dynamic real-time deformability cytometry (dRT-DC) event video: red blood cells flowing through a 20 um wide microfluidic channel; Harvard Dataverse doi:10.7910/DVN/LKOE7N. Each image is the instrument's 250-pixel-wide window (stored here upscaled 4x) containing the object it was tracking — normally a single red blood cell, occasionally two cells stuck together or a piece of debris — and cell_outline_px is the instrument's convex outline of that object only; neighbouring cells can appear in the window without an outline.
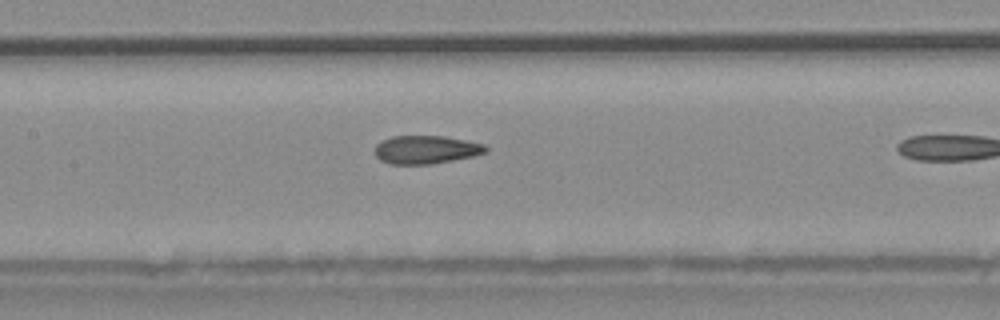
{"species": "common noctule bat (a hibernating species)", "species_latin": "Nyctalus noctula", "temperature_condition": "warm", "stored_images_in_passage": 6, "camera_frame_rate_fps": 3000, "um_per_image_px": 0.085, "animal": {"sex": "male", "body_mass_g": 20.4}, "frame": {"image": 1, "passage_image": 5, "time_ms": 1.333, "image_size_px": [1000, 320], "cell_outline_px": [[488, 148], [484, 152], [472, 156], [432, 164], [388, 164], [380, 160], [376, 156], [376, 144], [392, 136], [444, 136], [484, 144]], "centroid_in_image_um": [36.18, 12.72], "position_along_channel_um": 171.2, "area_um2": 18.03}}